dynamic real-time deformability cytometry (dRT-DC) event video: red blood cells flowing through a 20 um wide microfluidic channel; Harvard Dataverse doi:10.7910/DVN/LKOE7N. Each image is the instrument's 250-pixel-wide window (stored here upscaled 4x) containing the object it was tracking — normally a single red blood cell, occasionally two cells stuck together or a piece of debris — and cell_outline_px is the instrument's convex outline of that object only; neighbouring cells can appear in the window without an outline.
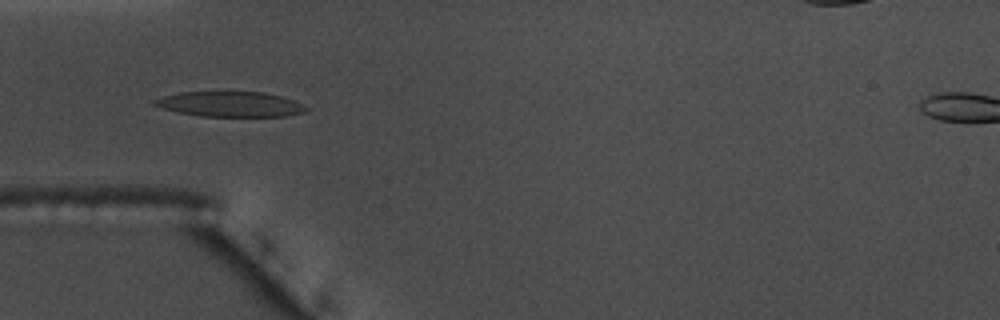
{"species": "common noctule bat (a hibernating species)", "species_latin": "Nyctalus noctula", "temperature_condition": "warm", "stored_images_in_passage": 57, "camera_frame_rate_fps": 3000, "um_per_image_px": 0.085, "animal": {"sex": "male", "body_mass_g": 17.5, "forearm_length_mm": 52.3}, "frame": {"image": 1, "passage_image": 17, "time_ms": 5.333, "image_size_px": [1000, 320], "cell_outline_px": [[308, 112], [288, 116], [200, 116], [160, 108], [152, 104], [152, 100], [164, 96], [180, 92], [264, 92], [280, 96], [304, 104], [308, 108]], "centroid_in_image_um": [19.59, 8.86], "position_along_channel_um": 65.4, "area_um2": 22.25}}
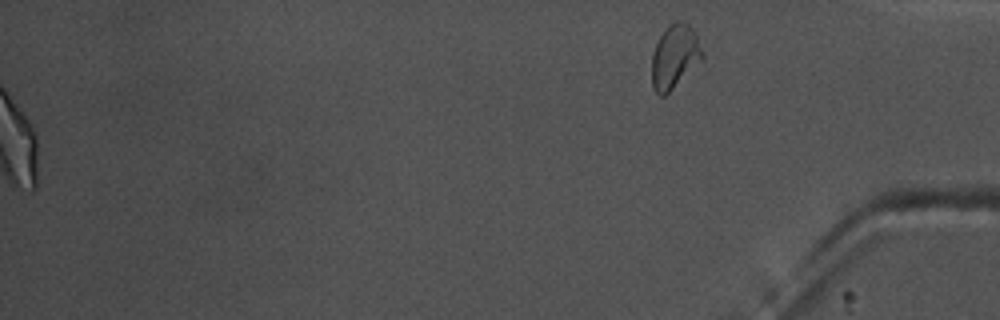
{"frame": {"image": 2, "passage_image": 57, "time_ms": 18.667, "image_size_px": [1000, 320], "cell_outline_px": [[704, 56], [664, 96], [660, 96], [652, 88], [652, 56], [656, 44], [664, 28], [668, 24], [676, 20], [680, 20], [688, 24], [696, 32], [704, 52]], "centroid_in_image_um": [57.34, 4.75], "position_along_channel_um": 377.9, "area_um2": 18.61}, "authors_computed_cell_mechanics": {"area_um2": 22.7732, "velocity_mm_per_s": 3.6221, "shape_relaxation_time_tau1_ms": 9.4185, "shape_relaxation_time_tau2_ms": 3.3136, "deformation_change_tau1": 0.2206, "deformation_change_tau2": 0.1114}}